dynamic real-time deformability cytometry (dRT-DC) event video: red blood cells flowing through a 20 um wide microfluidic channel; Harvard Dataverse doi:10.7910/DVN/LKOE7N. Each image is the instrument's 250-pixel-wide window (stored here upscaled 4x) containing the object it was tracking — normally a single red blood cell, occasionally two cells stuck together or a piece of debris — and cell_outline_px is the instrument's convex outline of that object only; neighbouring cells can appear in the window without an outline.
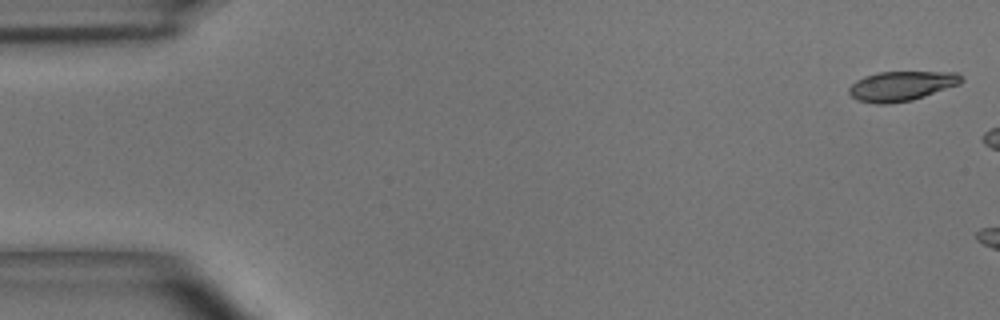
{"species": "common noctule bat (a hibernating species)", "species_latin": "Nyctalus noctula", "temperature_condition": "room temperature", "stored_images_in_passage": 6, "camera_frame_rate_fps": 3000, "um_per_image_px": 0.085, "animal": {"sex": "male", "body_mass_g": 15.6}, "frame": {"image": 1, "passage_image": 1, "time_ms": 0.0, "image_size_px": [1000, 320], "cell_outline_px": [[964, 80], [960, 84], [912, 100], [888, 104], [876, 104], [856, 100], [848, 92], [848, 88], [856, 80], [864, 76], [880, 72], [956, 72]], "centroid_in_image_um": [76.6, 7.31], "position_along_channel_um": 8.4, "area_um2": 19.42}}